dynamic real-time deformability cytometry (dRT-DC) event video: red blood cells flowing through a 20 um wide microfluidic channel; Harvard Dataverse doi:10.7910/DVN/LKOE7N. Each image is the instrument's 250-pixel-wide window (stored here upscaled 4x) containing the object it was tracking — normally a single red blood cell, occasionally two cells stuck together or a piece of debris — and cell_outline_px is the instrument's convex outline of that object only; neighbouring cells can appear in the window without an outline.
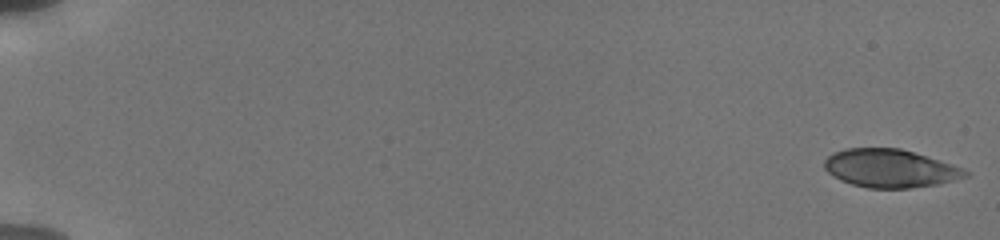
{"species": "human", "species_latin": "Homo sapiens", "temperature_condition": "cold", "stored_images_in_passage": 55, "camera_frame_rate_fps": 3000, "um_per_image_px": 0.085, "donor": {"sex": "male"}, "frame": {"image": 1, "passage_image": 1, "time_ms": 0.0, "image_size_px": [1000, 240], "cell_outline_px": [[968, 176], [936, 184], [908, 188], [868, 188], [852, 184], [840, 180], [828, 172], [824, 168], [824, 160], [832, 152], [844, 148], [900, 148], [952, 164], [964, 168], [968, 172]], "centroid_in_image_um": [75.62, 14.3], "position_along_channel_um": 9.4, "area_um2": 31.21}}
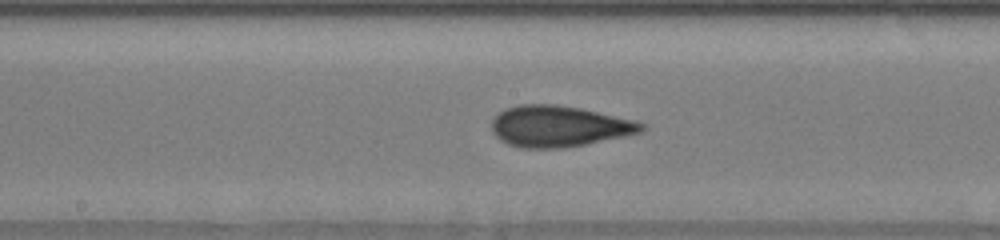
{"frame": {"image": 2, "passage_image": 31, "time_ms": 10.0, "image_size_px": [1000, 240], "cell_outline_px": [[648, 124], [640, 132], [624, 136], [584, 144], [560, 148], [520, 148], [508, 144], [500, 140], [492, 132], [492, 120], [504, 108], [520, 104], [556, 104], [580, 108], [636, 120]], "centroid_in_image_um": [47.5, 10.72], "position_along_channel_um": 200.7, "area_um2": 35.89}}
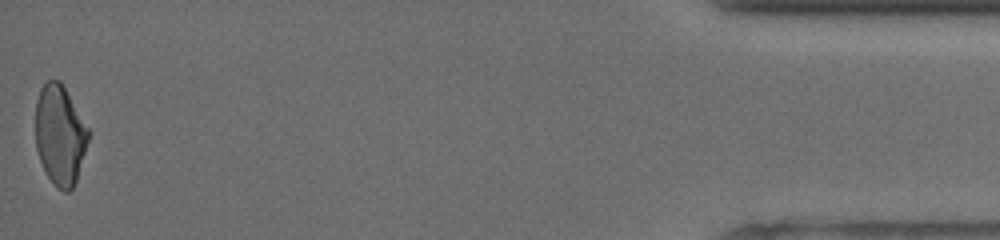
{"frame": {"image": 3, "passage_image": 55, "time_ms": 18.0, "image_size_px": [1000, 240], "cell_outline_px": [[92, 132], [76, 180], [72, 188], [68, 192], [64, 192], [56, 188], [48, 176], [40, 160], [36, 148], [36, 100], [40, 88], [48, 80], [60, 80]], "centroid_in_image_um": [5.12, 11.47], "position_along_channel_um": 430.1, "area_um2": 31.04}, "authors_computed_cell_mechanics": {"area_um2": 34.1598, "velocity_mm_per_s": 3.845, "shape_relaxation_time_tau1_ms": 5.3306, "shape_relaxation_time_tau2_ms": 1.5312, "deformation_change_tau1": 0.1481, "deformation_change_tau2": 0.089}}